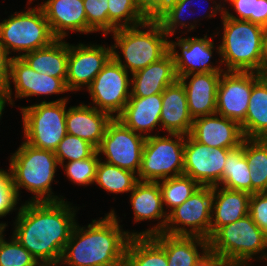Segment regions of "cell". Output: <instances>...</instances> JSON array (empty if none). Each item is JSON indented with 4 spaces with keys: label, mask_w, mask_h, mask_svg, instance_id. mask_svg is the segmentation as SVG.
<instances>
[{
    "label": "cell",
    "mask_w": 267,
    "mask_h": 266,
    "mask_svg": "<svg viewBox=\"0 0 267 266\" xmlns=\"http://www.w3.org/2000/svg\"><path fill=\"white\" fill-rule=\"evenodd\" d=\"M13 236L40 264L60 262L76 225V209L65 200L26 201L18 208Z\"/></svg>",
    "instance_id": "1"
},
{
    "label": "cell",
    "mask_w": 267,
    "mask_h": 266,
    "mask_svg": "<svg viewBox=\"0 0 267 266\" xmlns=\"http://www.w3.org/2000/svg\"><path fill=\"white\" fill-rule=\"evenodd\" d=\"M119 225L117 215L111 212L86 227L77 223L64 248L60 264L69 266H123L125 251L131 236Z\"/></svg>",
    "instance_id": "2"
},
{
    "label": "cell",
    "mask_w": 267,
    "mask_h": 266,
    "mask_svg": "<svg viewBox=\"0 0 267 266\" xmlns=\"http://www.w3.org/2000/svg\"><path fill=\"white\" fill-rule=\"evenodd\" d=\"M212 6L207 17L218 12L222 16L223 36L219 47L215 48L226 71L264 73L262 39L264 27L248 20H239L224 15L225 4ZM215 7V8H214Z\"/></svg>",
    "instance_id": "3"
},
{
    "label": "cell",
    "mask_w": 267,
    "mask_h": 266,
    "mask_svg": "<svg viewBox=\"0 0 267 266\" xmlns=\"http://www.w3.org/2000/svg\"><path fill=\"white\" fill-rule=\"evenodd\" d=\"M140 28H147V31ZM112 34L115 41L111 45L112 57L131 74L158 61L169 51L168 36L156 19H147L136 26L116 29ZM118 48L125 63L118 54Z\"/></svg>",
    "instance_id": "4"
},
{
    "label": "cell",
    "mask_w": 267,
    "mask_h": 266,
    "mask_svg": "<svg viewBox=\"0 0 267 266\" xmlns=\"http://www.w3.org/2000/svg\"><path fill=\"white\" fill-rule=\"evenodd\" d=\"M57 157L53 151L32 147L25 141L10 157L11 182L19 197L20 187L25 188L35 196L30 201H59L52 192L51 183L54 180Z\"/></svg>",
    "instance_id": "5"
},
{
    "label": "cell",
    "mask_w": 267,
    "mask_h": 266,
    "mask_svg": "<svg viewBox=\"0 0 267 266\" xmlns=\"http://www.w3.org/2000/svg\"><path fill=\"white\" fill-rule=\"evenodd\" d=\"M267 235L248 214L220 227L209 238V253L225 261L250 262L256 254L267 261Z\"/></svg>",
    "instance_id": "6"
},
{
    "label": "cell",
    "mask_w": 267,
    "mask_h": 266,
    "mask_svg": "<svg viewBox=\"0 0 267 266\" xmlns=\"http://www.w3.org/2000/svg\"><path fill=\"white\" fill-rule=\"evenodd\" d=\"M55 39L40 6L15 12L0 22V45L8 55L17 51L19 56L15 57L21 58L26 53L49 46Z\"/></svg>",
    "instance_id": "7"
},
{
    "label": "cell",
    "mask_w": 267,
    "mask_h": 266,
    "mask_svg": "<svg viewBox=\"0 0 267 266\" xmlns=\"http://www.w3.org/2000/svg\"><path fill=\"white\" fill-rule=\"evenodd\" d=\"M68 99L42 101L22 107L25 142L32 147L55 151L66 132V105Z\"/></svg>",
    "instance_id": "8"
},
{
    "label": "cell",
    "mask_w": 267,
    "mask_h": 266,
    "mask_svg": "<svg viewBox=\"0 0 267 266\" xmlns=\"http://www.w3.org/2000/svg\"><path fill=\"white\" fill-rule=\"evenodd\" d=\"M167 135L146 137L138 181L159 182L183 175L185 135Z\"/></svg>",
    "instance_id": "9"
},
{
    "label": "cell",
    "mask_w": 267,
    "mask_h": 266,
    "mask_svg": "<svg viewBox=\"0 0 267 266\" xmlns=\"http://www.w3.org/2000/svg\"><path fill=\"white\" fill-rule=\"evenodd\" d=\"M212 201L213 187L200 186L181 205L171 211L168 210L163 233L175 236H198L209 240Z\"/></svg>",
    "instance_id": "10"
},
{
    "label": "cell",
    "mask_w": 267,
    "mask_h": 266,
    "mask_svg": "<svg viewBox=\"0 0 267 266\" xmlns=\"http://www.w3.org/2000/svg\"><path fill=\"white\" fill-rule=\"evenodd\" d=\"M128 73L111 57L87 87L93 107L117 118L131 97V80Z\"/></svg>",
    "instance_id": "11"
},
{
    "label": "cell",
    "mask_w": 267,
    "mask_h": 266,
    "mask_svg": "<svg viewBox=\"0 0 267 266\" xmlns=\"http://www.w3.org/2000/svg\"><path fill=\"white\" fill-rule=\"evenodd\" d=\"M146 136L135 133L120 120L113 118L107 125L98 154L106 156V163L138 175Z\"/></svg>",
    "instance_id": "12"
},
{
    "label": "cell",
    "mask_w": 267,
    "mask_h": 266,
    "mask_svg": "<svg viewBox=\"0 0 267 266\" xmlns=\"http://www.w3.org/2000/svg\"><path fill=\"white\" fill-rule=\"evenodd\" d=\"M263 75L224 71L217 88L216 113L240 124L246 116L252 87Z\"/></svg>",
    "instance_id": "13"
},
{
    "label": "cell",
    "mask_w": 267,
    "mask_h": 266,
    "mask_svg": "<svg viewBox=\"0 0 267 266\" xmlns=\"http://www.w3.org/2000/svg\"><path fill=\"white\" fill-rule=\"evenodd\" d=\"M232 149L209 148L185 135L183 175L201 186H220L227 154Z\"/></svg>",
    "instance_id": "14"
},
{
    "label": "cell",
    "mask_w": 267,
    "mask_h": 266,
    "mask_svg": "<svg viewBox=\"0 0 267 266\" xmlns=\"http://www.w3.org/2000/svg\"><path fill=\"white\" fill-rule=\"evenodd\" d=\"M112 57V47L68 43L66 86L69 91L88 87Z\"/></svg>",
    "instance_id": "15"
},
{
    "label": "cell",
    "mask_w": 267,
    "mask_h": 266,
    "mask_svg": "<svg viewBox=\"0 0 267 266\" xmlns=\"http://www.w3.org/2000/svg\"><path fill=\"white\" fill-rule=\"evenodd\" d=\"M11 82L15 85V98L52 95L68 92L66 78H55L34 71L22 58L12 57L10 60L9 83L5 88L8 103L13 105Z\"/></svg>",
    "instance_id": "16"
},
{
    "label": "cell",
    "mask_w": 267,
    "mask_h": 266,
    "mask_svg": "<svg viewBox=\"0 0 267 266\" xmlns=\"http://www.w3.org/2000/svg\"><path fill=\"white\" fill-rule=\"evenodd\" d=\"M176 38L178 41L169 40V52L174 60L177 78L193 73L226 71L220 66L211 65L214 42L208 39L207 34L204 38ZM176 46L180 48L181 53L176 51Z\"/></svg>",
    "instance_id": "17"
},
{
    "label": "cell",
    "mask_w": 267,
    "mask_h": 266,
    "mask_svg": "<svg viewBox=\"0 0 267 266\" xmlns=\"http://www.w3.org/2000/svg\"><path fill=\"white\" fill-rule=\"evenodd\" d=\"M190 136L211 149H235L244 140L240 124L217 113L195 118Z\"/></svg>",
    "instance_id": "18"
},
{
    "label": "cell",
    "mask_w": 267,
    "mask_h": 266,
    "mask_svg": "<svg viewBox=\"0 0 267 266\" xmlns=\"http://www.w3.org/2000/svg\"><path fill=\"white\" fill-rule=\"evenodd\" d=\"M130 202L134 211V222L161 219L151 229L140 231L137 236H153L163 233L168 212L164 211L162 194L158 182L138 181L130 192Z\"/></svg>",
    "instance_id": "19"
},
{
    "label": "cell",
    "mask_w": 267,
    "mask_h": 266,
    "mask_svg": "<svg viewBox=\"0 0 267 266\" xmlns=\"http://www.w3.org/2000/svg\"><path fill=\"white\" fill-rule=\"evenodd\" d=\"M222 73H193L178 78L184 86L189 112L193 119L216 113L217 88Z\"/></svg>",
    "instance_id": "20"
},
{
    "label": "cell",
    "mask_w": 267,
    "mask_h": 266,
    "mask_svg": "<svg viewBox=\"0 0 267 266\" xmlns=\"http://www.w3.org/2000/svg\"><path fill=\"white\" fill-rule=\"evenodd\" d=\"M56 39H65L67 30L87 33L83 0H47L39 4Z\"/></svg>",
    "instance_id": "21"
},
{
    "label": "cell",
    "mask_w": 267,
    "mask_h": 266,
    "mask_svg": "<svg viewBox=\"0 0 267 266\" xmlns=\"http://www.w3.org/2000/svg\"><path fill=\"white\" fill-rule=\"evenodd\" d=\"M113 118L93 106H71L66 113V132L77 136L96 149L100 146L106 127Z\"/></svg>",
    "instance_id": "22"
},
{
    "label": "cell",
    "mask_w": 267,
    "mask_h": 266,
    "mask_svg": "<svg viewBox=\"0 0 267 266\" xmlns=\"http://www.w3.org/2000/svg\"><path fill=\"white\" fill-rule=\"evenodd\" d=\"M131 75V97L163 93L166 87L178 80L174 60L169 51L158 61Z\"/></svg>",
    "instance_id": "23"
},
{
    "label": "cell",
    "mask_w": 267,
    "mask_h": 266,
    "mask_svg": "<svg viewBox=\"0 0 267 266\" xmlns=\"http://www.w3.org/2000/svg\"><path fill=\"white\" fill-rule=\"evenodd\" d=\"M193 120L189 112L184 86L177 80L174 84L166 87L162 93L161 128L167 133L190 135Z\"/></svg>",
    "instance_id": "24"
},
{
    "label": "cell",
    "mask_w": 267,
    "mask_h": 266,
    "mask_svg": "<svg viewBox=\"0 0 267 266\" xmlns=\"http://www.w3.org/2000/svg\"><path fill=\"white\" fill-rule=\"evenodd\" d=\"M161 108L162 93L147 97H130L117 119L135 133L149 137V132L156 129L157 125L161 128Z\"/></svg>",
    "instance_id": "25"
},
{
    "label": "cell",
    "mask_w": 267,
    "mask_h": 266,
    "mask_svg": "<svg viewBox=\"0 0 267 266\" xmlns=\"http://www.w3.org/2000/svg\"><path fill=\"white\" fill-rule=\"evenodd\" d=\"M151 237L165 250L168 266H197L209 254V240L202 237L165 233ZM198 246L202 253L198 252Z\"/></svg>",
    "instance_id": "26"
},
{
    "label": "cell",
    "mask_w": 267,
    "mask_h": 266,
    "mask_svg": "<svg viewBox=\"0 0 267 266\" xmlns=\"http://www.w3.org/2000/svg\"><path fill=\"white\" fill-rule=\"evenodd\" d=\"M251 194L245 191L213 187L210 237L222 226L233 223L249 214Z\"/></svg>",
    "instance_id": "27"
},
{
    "label": "cell",
    "mask_w": 267,
    "mask_h": 266,
    "mask_svg": "<svg viewBox=\"0 0 267 266\" xmlns=\"http://www.w3.org/2000/svg\"><path fill=\"white\" fill-rule=\"evenodd\" d=\"M36 72L55 78H66L68 67V43L55 39L49 46L21 56Z\"/></svg>",
    "instance_id": "28"
},
{
    "label": "cell",
    "mask_w": 267,
    "mask_h": 266,
    "mask_svg": "<svg viewBox=\"0 0 267 266\" xmlns=\"http://www.w3.org/2000/svg\"><path fill=\"white\" fill-rule=\"evenodd\" d=\"M244 138L267 139V77L252 87L245 119L240 123Z\"/></svg>",
    "instance_id": "29"
},
{
    "label": "cell",
    "mask_w": 267,
    "mask_h": 266,
    "mask_svg": "<svg viewBox=\"0 0 267 266\" xmlns=\"http://www.w3.org/2000/svg\"><path fill=\"white\" fill-rule=\"evenodd\" d=\"M123 266H168L165 250L151 236H131Z\"/></svg>",
    "instance_id": "30"
},
{
    "label": "cell",
    "mask_w": 267,
    "mask_h": 266,
    "mask_svg": "<svg viewBox=\"0 0 267 266\" xmlns=\"http://www.w3.org/2000/svg\"><path fill=\"white\" fill-rule=\"evenodd\" d=\"M221 186L252 194L250 168L244 155V140L239 147L232 149L227 154L221 177Z\"/></svg>",
    "instance_id": "31"
},
{
    "label": "cell",
    "mask_w": 267,
    "mask_h": 266,
    "mask_svg": "<svg viewBox=\"0 0 267 266\" xmlns=\"http://www.w3.org/2000/svg\"><path fill=\"white\" fill-rule=\"evenodd\" d=\"M244 155L250 168L252 194L267 192V139L244 138Z\"/></svg>",
    "instance_id": "32"
},
{
    "label": "cell",
    "mask_w": 267,
    "mask_h": 266,
    "mask_svg": "<svg viewBox=\"0 0 267 266\" xmlns=\"http://www.w3.org/2000/svg\"><path fill=\"white\" fill-rule=\"evenodd\" d=\"M101 160L102 158L96 168L95 183L107 192L115 194L131 192L138 182L136 173Z\"/></svg>",
    "instance_id": "33"
},
{
    "label": "cell",
    "mask_w": 267,
    "mask_h": 266,
    "mask_svg": "<svg viewBox=\"0 0 267 266\" xmlns=\"http://www.w3.org/2000/svg\"><path fill=\"white\" fill-rule=\"evenodd\" d=\"M108 16L109 33L147 20L140 10L138 0H108Z\"/></svg>",
    "instance_id": "34"
},
{
    "label": "cell",
    "mask_w": 267,
    "mask_h": 266,
    "mask_svg": "<svg viewBox=\"0 0 267 266\" xmlns=\"http://www.w3.org/2000/svg\"><path fill=\"white\" fill-rule=\"evenodd\" d=\"M163 205L169 210L181 205L186 201L201 185L186 175L167 178L158 182Z\"/></svg>",
    "instance_id": "35"
},
{
    "label": "cell",
    "mask_w": 267,
    "mask_h": 266,
    "mask_svg": "<svg viewBox=\"0 0 267 266\" xmlns=\"http://www.w3.org/2000/svg\"><path fill=\"white\" fill-rule=\"evenodd\" d=\"M237 14H231L224 8V15L232 19L248 20L262 27H267V0H224Z\"/></svg>",
    "instance_id": "36"
},
{
    "label": "cell",
    "mask_w": 267,
    "mask_h": 266,
    "mask_svg": "<svg viewBox=\"0 0 267 266\" xmlns=\"http://www.w3.org/2000/svg\"><path fill=\"white\" fill-rule=\"evenodd\" d=\"M0 232V266H40L38 260L12 235L11 241L4 239Z\"/></svg>",
    "instance_id": "37"
},
{
    "label": "cell",
    "mask_w": 267,
    "mask_h": 266,
    "mask_svg": "<svg viewBox=\"0 0 267 266\" xmlns=\"http://www.w3.org/2000/svg\"><path fill=\"white\" fill-rule=\"evenodd\" d=\"M97 149L87 141L70 134H66L61 140L54 153L57 157L59 166L65 160L76 161L91 157Z\"/></svg>",
    "instance_id": "38"
},
{
    "label": "cell",
    "mask_w": 267,
    "mask_h": 266,
    "mask_svg": "<svg viewBox=\"0 0 267 266\" xmlns=\"http://www.w3.org/2000/svg\"><path fill=\"white\" fill-rule=\"evenodd\" d=\"M193 1L196 2V0H174L170 4V6L160 16H158L156 20L160 23L163 31L167 34L168 38L176 33L175 30H177L178 26L183 28L190 26L188 27L190 28L187 30L188 32L195 29V25L193 23L187 24L186 21H183V15H185L184 13L192 12L188 9V6L191 7ZM193 5H195V3H193Z\"/></svg>",
    "instance_id": "39"
},
{
    "label": "cell",
    "mask_w": 267,
    "mask_h": 266,
    "mask_svg": "<svg viewBox=\"0 0 267 266\" xmlns=\"http://www.w3.org/2000/svg\"><path fill=\"white\" fill-rule=\"evenodd\" d=\"M98 151L91 157L82 160L70 161L63 164L62 168L72 183L79 185H89L95 183L96 168L100 160Z\"/></svg>",
    "instance_id": "40"
},
{
    "label": "cell",
    "mask_w": 267,
    "mask_h": 266,
    "mask_svg": "<svg viewBox=\"0 0 267 266\" xmlns=\"http://www.w3.org/2000/svg\"><path fill=\"white\" fill-rule=\"evenodd\" d=\"M87 17V34L102 31L109 34L108 0H83Z\"/></svg>",
    "instance_id": "41"
},
{
    "label": "cell",
    "mask_w": 267,
    "mask_h": 266,
    "mask_svg": "<svg viewBox=\"0 0 267 266\" xmlns=\"http://www.w3.org/2000/svg\"><path fill=\"white\" fill-rule=\"evenodd\" d=\"M7 171L0 169V218L17 210L15 207L19 201L11 182L10 170Z\"/></svg>",
    "instance_id": "42"
},
{
    "label": "cell",
    "mask_w": 267,
    "mask_h": 266,
    "mask_svg": "<svg viewBox=\"0 0 267 266\" xmlns=\"http://www.w3.org/2000/svg\"><path fill=\"white\" fill-rule=\"evenodd\" d=\"M249 215L267 235V192L251 194L249 199Z\"/></svg>",
    "instance_id": "43"
},
{
    "label": "cell",
    "mask_w": 267,
    "mask_h": 266,
    "mask_svg": "<svg viewBox=\"0 0 267 266\" xmlns=\"http://www.w3.org/2000/svg\"><path fill=\"white\" fill-rule=\"evenodd\" d=\"M140 10L147 19H157L171 4V0H138Z\"/></svg>",
    "instance_id": "44"
},
{
    "label": "cell",
    "mask_w": 267,
    "mask_h": 266,
    "mask_svg": "<svg viewBox=\"0 0 267 266\" xmlns=\"http://www.w3.org/2000/svg\"><path fill=\"white\" fill-rule=\"evenodd\" d=\"M11 56L6 53L4 48L0 45V89L5 90L9 83V70Z\"/></svg>",
    "instance_id": "45"
},
{
    "label": "cell",
    "mask_w": 267,
    "mask_h": 266,
    "mask_svg": "<svg viewBox=\"0 0 267 266\" xmlns=\"http://www.w3.org/2000/svg\"><path fill=\"white\" fill-rule=\"evenodd\" d=\"M197 266H220V258L209 253Z\"/></svg>",
    "instance_id": "46"
},
{
    "label": "cell",
    "mask_w": 267,
    "mask_h": 266,
    "mask_svg": "<svg viewBox=\"0 0 267 266\" xmlns=\"http://www.w3.org/2000/svg\"><path fill=\"white\" fill-rule=\"evenodd\" d=\"M262 53L264 61V72L267 67V27L263 29V39H262Z\"/></svg>",
    "instance_id": "47"
},
{
    "label": "cell",
    "mask_w": 267,
    "mask_h": 266,
    "mask_svg": "<svg viewBox=\"0 0 267 266\" xmlns=\"http://www.w3.org/2000/svg\"><path fill=\"white\" fill-rule=\"evenodd\" d=\"M220 266H250V263L242 261H225L220 258Z\"/></svg>",
    "instance_id": "48"
},
{
    "label": "cell",
    "mask_w": 267,
    "mask_h": 266,
    "mask_svg": "<svg viewBox=\"0 0 267 266\" xmlns=\"http://www.w3.org/2000/svg\"><path fill=\"white\" fill-rule=\"evenodd\" d=\"M7 101L8 99H7V95L5 91L0 89V119H1V116H2V113L4 111Z\"/></svg>",
    "instance_id": "49"
},
{
    "label": "cell",
    "mask_w": 267,
    "mask_h": 266,
    "mask_svg": "<svg viewBox=\"0 0 267 266\" xmlns=\"http://www.w3.org/2000/svg\"><path fill=\"white\" fill-rule=\"evenodd\" d=\"M60 265V262H51V263H43L41 266H58Z\"/></svg>",
    "instance_id": "50"
},
{
    "label": "cell",
    "mask_w": 267,
    "mask_h": 266,
    "mask_svg": "<svg viewBox=\"0 0 267 266\" xmlns=\"http://www.w3.org/2000/svg\"><path fill=\"white\" fill-rule=\"evenodd\" d=\"M7 224L6 223H0V232L4 229H6Z\"/></svg>",
    "instance_id": "51"
},
{
    "label": "cell",
    "mask_w": 267,
    "mask_h": 266,
    "mask_svg": "<svg viewBox=\"0 0 267 266\" xmlns=\"http://www.w3.org/2000/svg\"><path fill=\"white\" fill-rule=\"evenodd\" d=\"M263 74L267 77V67H266L265 72Z\"/></svg>",
    "instance_id": "52"
}]
</instances>
